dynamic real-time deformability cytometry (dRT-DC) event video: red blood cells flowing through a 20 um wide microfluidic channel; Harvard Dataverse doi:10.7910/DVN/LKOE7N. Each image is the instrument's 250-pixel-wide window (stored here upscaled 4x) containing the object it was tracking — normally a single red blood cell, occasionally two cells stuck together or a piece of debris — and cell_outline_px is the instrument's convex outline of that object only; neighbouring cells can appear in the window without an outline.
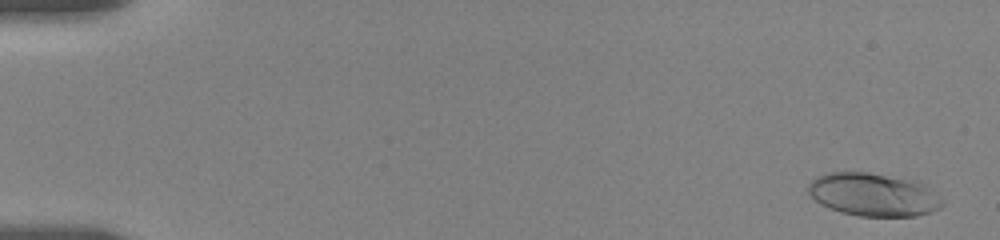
{"species": "human", "species_latin": "Homo sapiens", "temperature_condition": "room temperature", "stored_images_in_passage": 10, "camera_frame_rate_fps": 3000, "um_per_image_px": 0.085, "donor": {"sex": "female"}, "frame": {"image": 1, "passage_image": 1, "time_ms": 0.0, "image_size_px": [1000, 240], "cell_outline_px": [[944, 204], [940, 208], [916, 216], [860, 216], [840, 212], [820, 204], [808, 192], [808, 184], [816, 176], [824, 172], [868, 172], [920, 180], [928, 184], [944, 200]], "centroid_in_image_um": [74.29, 16.52], "position_along_channel_um": 10.7, "area_um2": 34.28}}
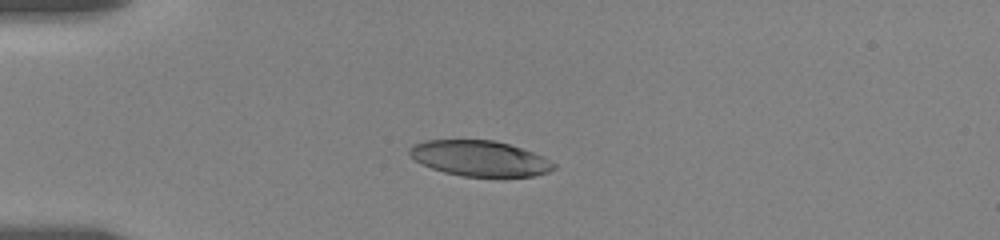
{"frame": {"image": 2, "passage_image": 7, "time_ms": 4.333, "image_size_px": [1000, 240], "cell_outline_px": [[556, 168], [548, 172], [532, 176], [464, 176], [444, 172], [432, 168], [416, 160], [408, 152], [416, 144], [428, 140], [492, 140], [508, 144], [544, 156], [556, 164]], "centroid_in_image_um": [40.83, 13.46], "position_along_channel_um": 44.2, "area_um2": 29.36}}
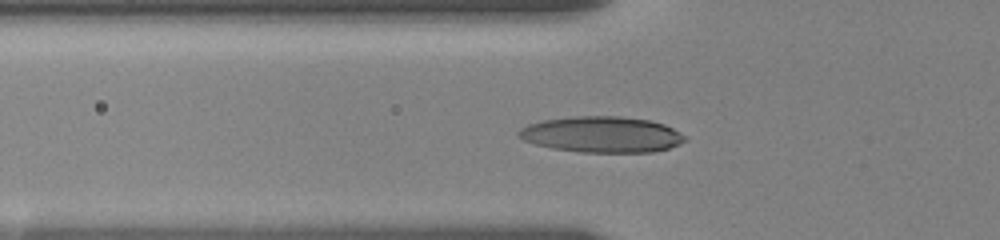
{"frame": {"image": 3, "passage_image": 9, "time_ms": 6.0, "image_size_px": [1000, 240], "cell_outline_px": [[688, 140], [680, 144], [668, 148], [652, 152], [580, 152], [552, 148], [536, 144], [524, 140], [516, 136], [516, 132], [520, 128], [528, 124], [544, 120], [572, 116], [620, 116], [652, 120], [664, 124], [672, 128], [684, 136]], "centroid_in_image_um": [51.14, 11.42], "position_along_channel_um": 74.7, "area_um2": 34.97}}